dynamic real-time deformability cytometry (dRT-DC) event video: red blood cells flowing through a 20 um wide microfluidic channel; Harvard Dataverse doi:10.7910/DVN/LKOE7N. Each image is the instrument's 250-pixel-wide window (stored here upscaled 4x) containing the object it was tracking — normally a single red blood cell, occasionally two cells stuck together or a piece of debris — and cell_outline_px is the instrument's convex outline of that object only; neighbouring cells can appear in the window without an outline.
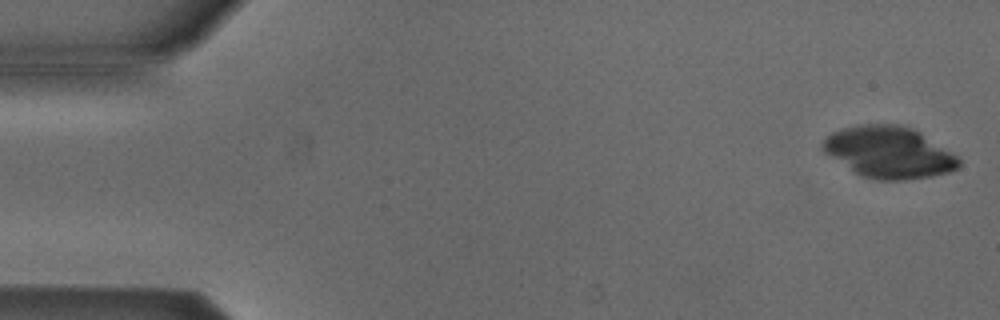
{"species": "Egyptian fruit bat (a non-hibernating species)", "species_latin": "Rousettus aegyptiacus", "temperature_condition": "cold", "stored_images_in_passage": 3, "camera_frame_rate_fps": 3000, "um_per_image_px": 0.085, "animal": {"sex": "male"}, "frame": {"image": 1, "passage_image": 1, "time_ms": 0.0, "image_size_px": [1000, 320], "cell_outline_px": [[960, 164], [956, 168], [948, 172], [932, 176], [900, 180], [876, 180], [864, 176], [856, 172], [824, 152], [820, 148], [820, 144], [832, 132], [840, 128], [860, 124], [900, 124], [912, 128], [920, 132], [956, 156], [960, 160]], "centroid_in_image_um": [75.53, 12.92], "position_along_channel_um": 9.5, "area_um2": 40.4}}